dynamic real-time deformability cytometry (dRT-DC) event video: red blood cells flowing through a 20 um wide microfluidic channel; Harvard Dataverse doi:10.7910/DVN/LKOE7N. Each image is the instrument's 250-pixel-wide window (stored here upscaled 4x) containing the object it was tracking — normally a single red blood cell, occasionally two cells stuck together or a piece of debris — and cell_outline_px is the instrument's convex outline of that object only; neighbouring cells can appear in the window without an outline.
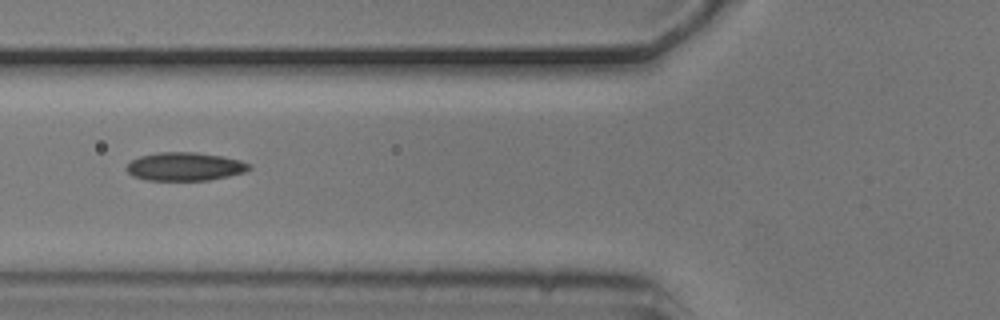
{"species": "common noctule bat (a hibernating species)", "species_latin": "Nyctalus noctula", "temperature_condition": "cold", "stored_images_in_passage": 9, "camera_frame_rate_fps": 3000, "um_per_image_px": 0.085, "animal": {"sex": "male", "body_mass_g": 20.5, "forearm_length_mm": 52.5}, "frame": {"image": 1, "passage_image": 6, "time_ms": 1.667, "image_size_px": [1000, 320], "cell_outline_px": [[252, 168], [244, 172], [228, 176], [208, 180], [148, 180], [132, 176], [124, 168], [132, 160], [140, 156], [160, 152], [196, 152], [224, 156], [240, 160], [252, 164]], "centroid_in_image_um": [15.73, 14.15], "position_along_channel_um": 110.1, "area_um2": 20.35}}
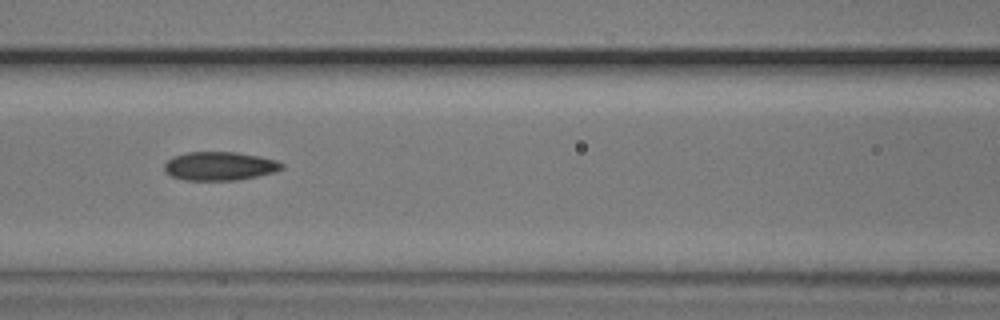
{"frame": {"image": 2, "passage_image": 7, "time_ms": 2.0, "image_size_px": [1000, 320], "cell_outline_px": [[284, 168], [276, 172], [236, 180], [184, 180], [172, 176], [164, 168], [164, 164], [172, 156], [188, 152], [236, 152], [260, 156], [276, 160], [284, 164]], "centroid_in_image_um": [18.7, 14.11], "position_along_channel_um": 147.9, "area_um2": 19.59}}
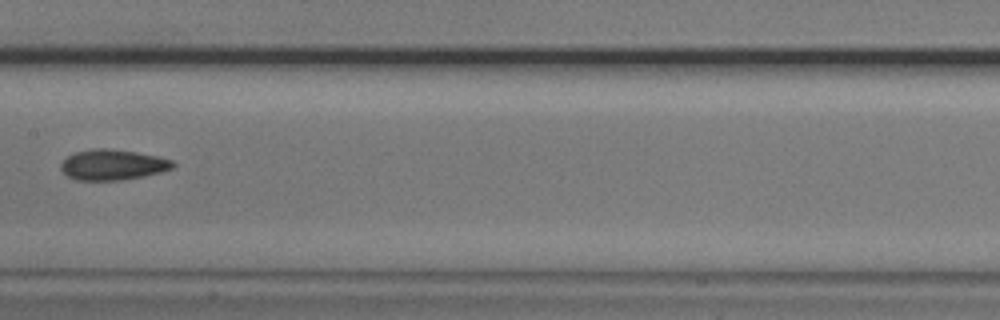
{"frame": {"image": 3, "passage_image": 8, "time_ms": 2.333, "image_size_px": [1000, 320], "cell_outline_px": [[176, 164], [172, 168], [160, 172], [144, 176], [120, 180], [76, 180], [68, 176], [60, 168], [60, 164], [68, 156], [76, 152], [92, 148], [108, 148], [136, 152], [156, 156], [172, 160]], "centroid_in_image_um": [9.57, 14.0], "position_along_channel_um": 197.8, "area_um2": 19.83}}